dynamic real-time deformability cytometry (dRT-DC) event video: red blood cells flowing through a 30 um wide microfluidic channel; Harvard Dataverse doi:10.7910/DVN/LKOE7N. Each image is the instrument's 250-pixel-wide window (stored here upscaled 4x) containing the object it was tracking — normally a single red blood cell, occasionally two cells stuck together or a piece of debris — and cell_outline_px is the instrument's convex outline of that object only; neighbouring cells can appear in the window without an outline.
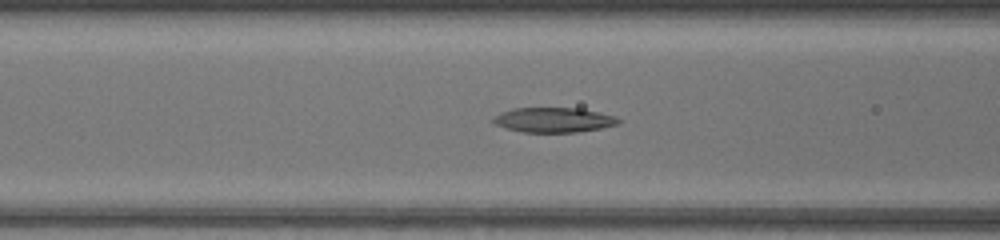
{"species": "common noctule bat (a hibernating species)", "species_latin": "Nyctalus noctula", "temperature_condition": "warm", "stored_images_in_passage": 27, "camera_frame_rate_fps": 3000, "um_per_image_px": 0.085, "animal": {"sex": "female", "body_mass_g": 17.0, "forearm_length_mm": 48.0}, "frame": {"image": 1, "passage_image": 8, "time_ms": 2.333, "image_size_px": [1000, 240], "cell_outline_px": [[624, 120], [616, 124], [600, 128], [580, 132], [520, 132], [496, 124], [492, 120], [500, 112], [512, 108], [580, 108], [616, 116]], "centroid_in_image_um": [47.1, 10.19], "position_along_channel_um": 119.5, "area_um2": 18.09}}
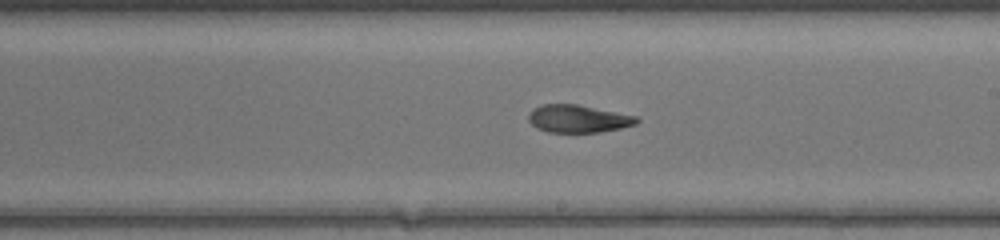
{"frame": {"image": 2, "passage_image": 16, "time_ms": 5.0, "image_size_px": [1000, 240], "cell_outline_px": [[640, 120], [636, 124], [620, 128], [600, 132], [548, 132], [536, 128], [528, 120], [528, 116], [532, 108], [544, 104], [576, 104], [636, 116]], "centroid_in_image_um": [49.11, 10.09], "position_along_channel_um": 239.9, "area_um2": 17.34}}
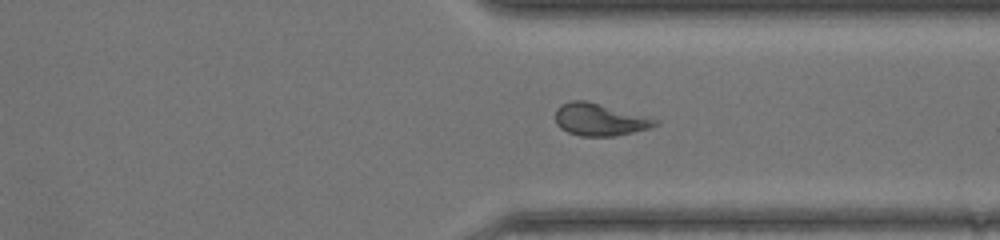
{"frame": {"image": 3, "passage_image": 24, "time_ms": 7.667, "image_size_px": [1000, 240], "cell_outline_px": [[660, 124], [648, 128], [616, 136], [580, 136], [568, 132], [560, 128], [556, 124], [556, 108], [560, 104], [572, 100], [584, 100], [660, 120]], "centroid_in_image_um": [50.94, 10.17], "position_along_channel_um": 360.5, "area_um2": 18.61}}